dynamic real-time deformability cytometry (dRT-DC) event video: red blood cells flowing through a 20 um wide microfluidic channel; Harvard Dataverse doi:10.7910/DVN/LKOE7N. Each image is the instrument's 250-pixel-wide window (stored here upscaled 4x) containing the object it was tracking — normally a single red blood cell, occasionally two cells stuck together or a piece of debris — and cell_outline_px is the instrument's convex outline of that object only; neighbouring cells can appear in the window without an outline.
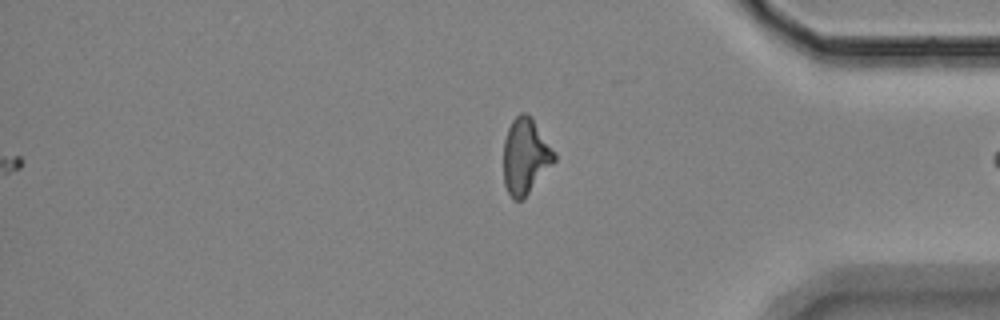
{"species": "Egyptian fruit bat (a non-hibernating species)", "species_latin": "Rousettus aegyptiacus", "temperature_condition": "room temperature", "stored_images_in_passage": 53, "camera_frame_rate_fps": 3000, "um_per_image_px": 0.085, "animal": {"sex": "female"}, "frame": {"image": 1, "passage_image": 53, "time_ms": 17.333, "image_size_px": [1000, 320], "cell_outline_px": [[556, 160], [524, 200], [512, 200], [504, 184], [504, 140], [508, 128], [512, 120], [520, 112], [524, 112], [532, 116], [556, 152]], "centroid_in_image_um": [44.68, 13.28], "position_along_channel_um": 390.5, "area_um2": 22.83}}